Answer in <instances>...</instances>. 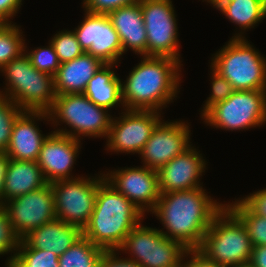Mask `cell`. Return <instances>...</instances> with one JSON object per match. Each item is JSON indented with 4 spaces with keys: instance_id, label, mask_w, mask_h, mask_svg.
<instances>
[{
    "instance_id": "6da1fadb",
    "label": "cell",
    "mask_w": 266,
    "mask_h": 267,
    "mask_svg": "<svg viewBox=\"0 0 266 267\" xmlns=\"http://www.w3.org/2000/svg\"><path fill=\"white\" fill-rule=\"evenodd\" d=\"M203 187L160 193L151 212L162 223L160 232L169 239L181 242L188 250H197L214 217L226 206L213 200Z\"/></svg>"
},
{
    "instance_id": "7a4b0ae2",
    "label": "cell",
    "mask_w": 266,
    "mask_h": 267,
    "mask_svg": "<svg viewBox=\"0 0 266 267\" xmlns=\"http://www.w3.org/2000/svg\"><path fill=\"white\" fill-rule=\"evenodd\" d=\"M143 59V60H142ZM121 82L123 110L160 112L180 91L181 64L170 57L142 56Z\"/></svg>"
},
{
    "instance_id": "3957f363",
    "label": "cell",
    "mask_w": 266,
    "mask_h": 267,
    "mask_svg": "<svg viewBox=\"0 0 266 267\" xmlns=\"http://www.w3.org/2000/svg\"><path fill=\"white\" fill-rule=\"evenodd\" d=\"M144 216L104 179L97 189L94 210L82 230L83 236L105 251L117 250Z\"/></svg>"
},
{
    "instance_id": "277c9868",
    "label": "cell",
    "mask_w": 266,
    "mask_h": 267,
    "mask_svg": "<svg viewBox=\"0 0 266 267\" xmlns=\"http://www.w3.org/2000/svg\"><path fill=\"white\" fill-rule=\"evenodd\" d=\"M0 71L6 79L0 95L10 98L23 111L48 112L52 108L57 96L54 76L37 70L25 52Z\"/></svg>"
},
{
    "instance_id": "5b68a950",
    "label": "cell",
    "mask_w": 266,
    "mask_h": 267,
    "mask_svg": "<svg viewBox=\"0 0 266 267\" xmlns=\"http://www.w3.org/2000/svg\"><path fill=\"white\" fill-rule=\"evenodd\" d=\"M253 246L241 220L225 206L213 219L196 250L221 267L250 263Z\"/></svg>"
},
{
    "instance_id": "8992f818",
    "label": "cell",
    "mask_w": 266,
    "mask_h": 267,
    "mask_svg": "<svg viewBox=\"0 0 266 267\" xmlns=\"http://www.w3.org/2000/svg\"><path fill=\"white\" fill-rule=\"evenodd\" d=\"M48 113L54 126L62 122L70 128L69 131L67 128H55L54 132L78 140H82L83 136L107 138L113 117L107 109L97 106L83 93L57 95Z\"/></svg>"
},
{
    "instance_id": "52a82bcc",
    "label": "cell",
    "mask_w": 266,
    "mask_h": 267,
    "mask_svg": "<svg viewBox=\"0 0 266 267\" xmlns=\"http://www.w3.org/2000/svg\"><path fill=\"white\" fill-rule=\"evenodd\" d=\"M211 61L234 90L266 89V58L246 38H230Z\"/></svg>"
},
{
    "instance_id": "ba28073f",
    "label": "cell",
    "mask_w": 266,
    "mask_h": 267,
    "mask_svg": "<svg viewBox=\"0 0 266 267\" xmlns=\"http://www.w3.org/2000/svg\"><path fill=\"white\" fill-rule=\"evenodd\" d=\"M205 124L237 131L266 124V89L235 90L202 117Z\"/></svg>"
},
{
    "instance_id": "9c48e42d",
    "label": "cell",
    "mask_w": 266,
    "mask_h": 267,
    "mask_svg": "<svg viewBox=\"0 0 266 267\" xmlns=\"http://www.w3.org/2000/svg\"><path fill=\"white\" fill-rule=\"evenodd\" d=\"M117 251L129 252V259L141 267H181L190 250L181 242L165 237L159 229L143 226L140 222Z\"/></svg>"
},
{
    "instance_id": "30bf717a",
    "label": "cell",
    "mask_w": 266,
    "mask_h": 267,
    "mask_svg": "<svg viewBox=\"0 0 266 267\" xmlns=\"http://www.w3.org/2000/svg\"><path fill=\"white\" fill-rule=\"evenodd\" d=\"M104 179V173H100L98 177L78 176L51 183L56 218L83 230L93 213L97 189Z\"/></svg>"
},
{
    "instance_id": "8fae6325",
    "label": "cell",
    "mask_w": 266,
    "mask_h": 267,
    "mask_svg": "<svg viewBox=\"0 0 266 267\" xmlns=\"http://www.w3.org/2000/svg\"><path fill=\"white\" fill-rule=\"evenodd\" d=\"M147 33V56L180 60L175 7L171 0H141Z\"/></svg>"
},
{
    "instance_id": "7c38bea8",
    "label": "cell",
    "mask_w": 266,
    "mask_h": 267,
    "mask_svg": "<svg viewBox=\"0 0 266 267\" xmlns=\"http://www.w3.org/2000/svg\"><path fill=\"white\" fill-rule=\"evenodd\" d=\"M124 110L119 117H112L106 138V150L117 154H139L162 120L161 112Z\"/></svg>"
},
{
    "instance_id": "4fadbf2b",
    "label": "cell",
    "mask_w": 266,
    "mask_h": 267,
    "mask_svg": "<svg viewBox=\"0 0 266 267\" xmlns=\"http://www.w3.org/2000/svg\"><path fill=\"white\" fill-rule=\"evenodd\" d=\"M13 228L22 240L31 231L56 219L51 184L3 203Z\"/></svg>"
},
{
    "instance_id": "5bb4252c",
    "label": "cell",
    "mask_w": 266,
    "mask_h": 267,
    "mask_svg": "<svg viewBox=\"0 0 266 267\" xmlns=\"http://www.w3.org/2000/svg\"><path fill=\"white\" fill-rule=\"evenodd\" d=\"M110 172V173H109ZM104 173L105 180L140 212H151L160 197L158 172L146 166L124 167Z\"/></svg>"
},
{
    "instance_id": "9a60e30c",
    "label": "cell",
    "mask_w": 266,
    "mask_h": 267,
    "mask_svg": "<svg viewBox=\"0 0 266 267\" xmlns=\"http://www.w3.org/2000/svg\"><path fill=\"white\" fill-rule=\"evenodd\" d=\"M181 120L160 121L139 153L143 166L158 171L192 146L190 127Z\"/></svg>"
},
{
    "instance_id": "2e32d148",
    "label": "cell",
    "mask_w": 266,
    "mask_h": 267,
    "mask_svg": "<svg viewBox=\"0 0 266 267\" xmlns=\"http://www.w3.org/2000/svg\"><path fill=\"white\" fill-rule=\"evenodd\" d=\"M84 12L83 21L73 30L81 48L104 64H117L122 44L108 15Z\"/></svg>"
},
{
    "instance_id": "e0dca14e",
    "label": "cell",
    "mask_w": 266,
    "mask_h": 267,
    "mask_svg": "<svg viewBox=\"0 0 266 267\" xmlns=\"http://www.w3.org/2000/svg\"><path fill=\"white\" fill-rule=\"evenodd\" d=\"M80 145V140L68 135L54 131L48 133L36 160L47 183L78 178L73 177L71 172L79 155Z\"/></svg>"
},
{
    "instance_id": "ac0fdd59",
    "label": "cell",
    "mask_w": 266,
    "mask_h": 267,
    "mask_svg": "<svg viewBox=\"0 0 266 267\" xmlns=\"http://www.w3.org/2000/svg\"><path fill=\"white\" fill-rule=\"evenodd\" d=\"M206 165L200 150L191 146L157 171L160 193L203 187L200 177L204 174Z\"/></svg>"
},
{
    "instance_id": "d6986e66",
    "label": "cell",
    "mask_w": 266,
    "mask_h": 267,
    "mask_svg": "<svg viewBox=\"0 0 266 267\" xmlns=\"http://www.w3.org/2000/svg\"><path fill=\"white\" fill-rule=\"evenodd\" d=\"M38 118V119H37ZM50 121L45 111H23L15 120L8 148L9 159L36 162L42 144L48 135L42 134L36 121Z\"/></svg>"
},
{
    "instance_id": "ffe728a7",
    "label": "cell",
    "mask_w": 266,
    "mask_h": 267,
    "mask_svg": "<svg viewBox=\"0 0 266 267\" xmlns=\"http://www.w3.org/2000/svg\"><path fill=\"white\" fill-rule=\"evenodd\" d=\"M107 15L119 35L122 55L131 49L137 55L147 56V33L140 2L120 7Z\"/></svg>"
},
{
    "instance_id": "44dd1931",
    "label": "cell",
    "mask_w": 266,
    "mask_h": 267,
    "mask_svg": "<svg viewBox=\"0 0 266 267\" xmlns=\"http://www.w3.org/2000/svg\"><path fill=\"white\" fill-rule=\"evenodd\" d=\"M82 237L81 228L56 218L31 231L22 240L31 248L47 250L61 256Z\"/></svg>"
},
{
    "instance_id": "7402d4cb",
    "label": "cell",
    "mask_w": 266,
    "mask_h": 267,
    "mask_svg": "<svg viewBox=\"0 0 266 267\" xmlns=\"http://www.w3.org/2000/svg\"><path fill=\"white\" fill-rule=\"evenodd\" d=\"M103 65L100 59L87 52L69 62L60 64L54 76L56 94L84 93L89 80Z\"/></svg>"
},
{
    "instance_id": "603a6c76",
    "label": "cell",
    "mask_w": 266,
    "mask_h": 267,
    "mask_svg": "<svg viewBox=\"0 0 266 267\" xmlns=\"http://www.w3.org/2000/svg\"><path fill=\"white\" fill-rule=\"evenodd\" d=\"M46 184L37 162L9 159L3 187V203L40 189Z\"/></svg>"
},
{
    "instance_id": "cb8c5ba5",
    "label": "cell",
    "mask_w": 266,
    "mask_h": 267,
    "mask_svg": "<svg viewBox=\"0 0 266 267\" xmlns=\"http://www.w3.org/2000/svg\"><path fill=\"white\" fill-rule=\"evenodd\" d=\"M114 66H118V64H104L99 68L89 80L83 93L94 104L108 111L115 106L117 107V105L124 107L121 89L122 80L113 71Z\"/></svg>"
},
{
    "instance_id": "d4e9b609",
    "label": "cell",
    "mask_w": 266,
    "mask_h": 267,
    "mask_svg": "<svg viewBox=\"0 0 266 267\" xmlns=\"http://www.w3.org/2000/svg\"><path fill=\"white\" fill-rule=\"evenodd\" d=\"M212 5L222 12L230 22L242 29L232 38H245L244 31L254 28L266 17V5L261 0H235L225 4Z\"/></svg>"
},
{
    "instance_id": "484cf974",
    "label": "cell",
    "mask_w": 266,
    "mask_h": 267,
    "mask_svg": "<svg viewBox=\"0 0 266 267\" xmlns=\"http://www.w3.org/2000/svg\"><path fill=\"white\" fill-rule=\"evenodd\" d=\"M104 251L83 236L59 256V267H98Z\"/></svg>"
},
{
    "instance_id": "4316f807",
    "label": "cell",
    "mask_w": 266,
    "mask_h": 267,
    "mask_svg": "<svg viewBox=\"0 0 266 267\" xmlns=\"http://www.w3.org/2000/svg\"><path fill=\"white\" fill-rule=\"evenodd\" d=\"M226 206L241 220L252 246H266V218L256 214L241 198Z\"/></svg>"
},
{
    "instance_id": "83f0119b",
    "label": "cell",
    "mask_w": 266,
    "mask_h": 267,
    "mask_svg": "<svg viewBox=\"0 0 266 267\" xmlns=\"http://www.w3.org/2000/svg\"><path fill=\"white\" fill-rule=\"evenodd\" d=\"M22 34L15 24H0V69L24 53L25 38Z\"/></svg>"
},
{
    "instance_id": "f1b7e54d",
    "label": "cell",
    "mask_w": 266,
    "mask_h": 267,
    "mask_svg": "<svg viewBox=\"0 0 266 267\" xmlns=\"http://www.w3.org/2000/svg\"><path fill=\"white\" fill-rule=\"evenodd\" d=\"M8 267H59V256L47 250L31 248L21 240L16 256Z\"/></svg>"
},
{
    "instance_id": "f546056e",
    "label": "cell",
    "mask_w": 266,
    "mask_h": 267,
    "mask_svg": "<svg viewBox=\"0 0 266 267\" xmlns=\"http://www.w3.org/2000/svg\"><path fill=\"white\" fill-rule=\"evenodd\" d=\"M22 112L10 98L0 95V151L8 148L14 122Z\"/></svg>"
},
{
    "instance_id": "4dcf8cb0",
    "label": "cell",
    "mask_w": 266,
    "mask_h": 267,
    "mask_svg": "<svg viewBox=\"0 0 266 267\" xmlns=\"http://www.w3.org/2000/svg\"><path fill=\"white\" fill-rule=\"evenodd\" d=\"M49 41L54 47L60 64L69 62L84 53L73 30H61Z\"/></svg>"
},
{
    "instance_id": "1f68e13d",
    "label": "cell",
    "mask_w": 266,
    "mask_h": 267,
    "mask_svg": "<svg viewBox=\"0 0 266 267\" xmlns=\"http://www.w3.org/2000/svg\"><path fill=\"white\" fill-rule=\"evenodd\" d=\"M20 241L21 239L16 234L4 205L0 204V255L13 253L5 262V267H8L14 260Z\"/></svg>"
},
{
    "instance_id": "d6a6232c",
    "label": "cell",
    "mask_w": 266,
    "mask_h": 267,
    "mask_svg": "<svg viewBox=\"0 0 266 267\" xmlns=\"http://www.w3.org/2000/svg\"><path fill=\"white\" fill-rule=\"evenodd\" d=\"M48 44V46L43 48L37 47L29 52L27 51V46L25 45L24 52L29 57L31 64L37 70L55 76L58 68L60 67V62L53 45L50 43V41Z\"/></svg>"
},
{
    "instance_id": "836d02e7",
    "label": "cell",
    "mask_w": 266,
    "mask_h": 267,
    "mask_svg": "<svg viewBox=\"0 0 266 267\" xmlns=\"http://www.w3.org/2000/svg\"><path fill=\"white\" fill-rule=\"evenodd\" d=\"M211 94L203 104L201 117L214 105L226 100L235 90L231 83L218 73L211 65Z\"/></svg>"
},
{
    "instance_id": "e575fe53",
    "label": "cell",
    "mask_w": 266,
    "mask_h": 267,
    "mask_svg": "<svg viewBox=\"0 0 266 267\" xmlns=\"http://www.w3.org/2000/svg\"><path fill=\"white\" fill-rule=\"evenodd\" d=\"M141 0H83L85 11L93 14H108L120 7L132 5Z\"/></svg>"
},
{
    "instance_id": "d590c367",
    "label": "cell",
    "mask_w": 266,
    "mask_h": 267,
    "mask_svg": "<svg viewBox=\"0 0 266 267\" xmlns=\"http://www.w3.org/2000/svg\"><path fill=\"white\" fill-rule=\"evenodd\" d=\"M118 257L119 253L117 250L104 251L98 267H141L136 261H133L128 257Z\"/></svg>"
},
{
    "instance_id": "8d00e7d4",
    "label": "cell",
    "mask_w": 266,
    "mask_h": 267,
    "mask_svg": "<svg viewBox=\"0 0 266 267\" xmlns=\"http://www.w3.org/2000/svg\"><path fill=\"white\" fill-rule=\"evenodd\" d=\"M256 214L266 218V188L241 198Z\"/></svg>"
},
{
    "instance_id": "74e56055",
    "label": "cell",
    "mask_w": 266,
    "mask_h": 267,
    "mask_svg": "<svg viewBox=\"0 0 266 267\" xmlns=\"http://www.w3.org/2000/svg\"><path fill=\"white\" fill-rule=\"evenodd\" d=\"M22 2V0H0V24L13 23L10 19L18 13Z\"/></svg>"
},
{
    "instance_id": "f35d334b",
    "label": "cell",
    "mask_w": 266,
    "mask_h": 267,
    "mask_svg": "<svg viewBox=\"0 0 266 267\" xmlns=\"http://www.w3.org/2000/svg\"><path fill=\"white\" fill-rule=\"evenodd\" d=\"M189 256V257H188ZM190 260H188V258ZM186 258V260H185ZM181 267H221L214 263L207 261L201 254L196 250L189 251L184 257Z\"/></svg>"
},
{
    "instance_id": "ab89813d",
    "label": "cell",
    "mask_w": 266,
    "mask_h": 267,
    "mask_svg": "<svg viewBox=\"0 0 266 267\" xmlns=\"http://www.w3.org/2000/svg\"><path fill=\"white\" fill-rule=\"evenodd\" d=\"M250 264L253 267H266V246H254Z\"/></svg>"
},
{
    "instance_id": "60d3db41",
    "label": "cell",
    "mask_w": 266,
    "mask_h": 267,
    "mask_svg": "<svg viewBox=\"0 0 266 267\" xmlns=\"http://www.w3.org/2000/svg\"><path fill=\"white\" fill-rule=\"evenodd\" d=\"M8 164L9 157L3 151H0V204H3V187Z\"/></svg>"
},
{
    "instance_id": "b9f144b4",
    "label": "cell",
    "mask_w": 266,
    "mask_h": 267,
    "mask_svg": "<svg viewBox=\"0 0 266 267\" xmlns=\"http://www.w3.org/2000/svg\"><path fill=\"white\" fill-rule=\"evenodd\" d=\"M204 1H207V3L209 4H225V3H229L235 0H203V2Z\"/></svg>"
},
{
    "instance_id": "7bdbcfd3",
    "label": "cell",
    "mask_w": 266,
    "mask_h": 267,
    "mask_svg": "<svg viewBox=\"0 0 266 267\" xmlns=\"http://www.w3.org/2000/svg\"><path fill=\"white\" fill-rule=\"evenodd\" d=\"M229 267H253V266L250 263H245V264L233 265Z\"/></svg>"
}]
</instances>
